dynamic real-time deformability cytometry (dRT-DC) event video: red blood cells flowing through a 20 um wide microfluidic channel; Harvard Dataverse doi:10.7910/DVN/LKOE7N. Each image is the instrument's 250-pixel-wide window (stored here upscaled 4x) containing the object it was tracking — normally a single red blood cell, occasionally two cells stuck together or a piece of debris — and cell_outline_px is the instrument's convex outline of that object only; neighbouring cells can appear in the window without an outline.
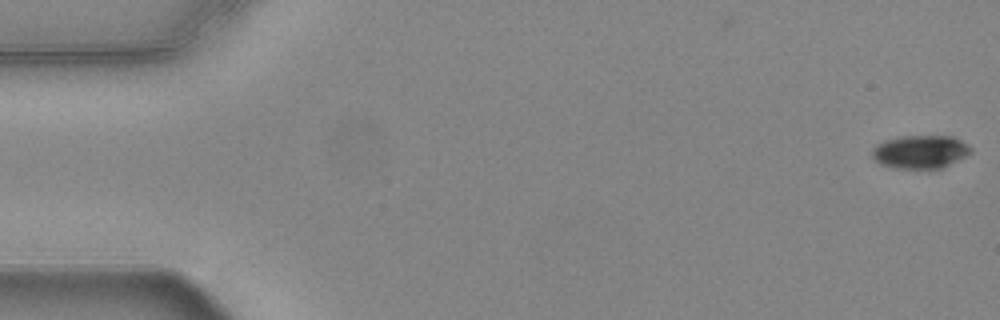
{"species": "common noctule bat (a hibernating species)", "species_latin": "Nyctalus noctula", "temperature_condition": "warm", "stored_images_in_passage": 55, "camera_frame_rate_fps": 3000, "um_per_image_px": 0.085, "animal": {"sex": "female", "body_mass_g": 24.6, "forearm_length_mm": 56.2}, "frame": {"image": 1, "passage_image": 1, "time_ms": 0.0, "image_size_px": [1000, 320], "cell_outline_px": [[972, 152], [944, 168], [896, 168], [880, 164], [872, 156], [872, 148], [876, 144], [884, 140], [900, 136], [952, 136], [968, 144], [972, 148]], "centroid_in_image_um": [78.23, 12.89], "position_along_channel_um": 6.8, "area_um2": 19.19}}
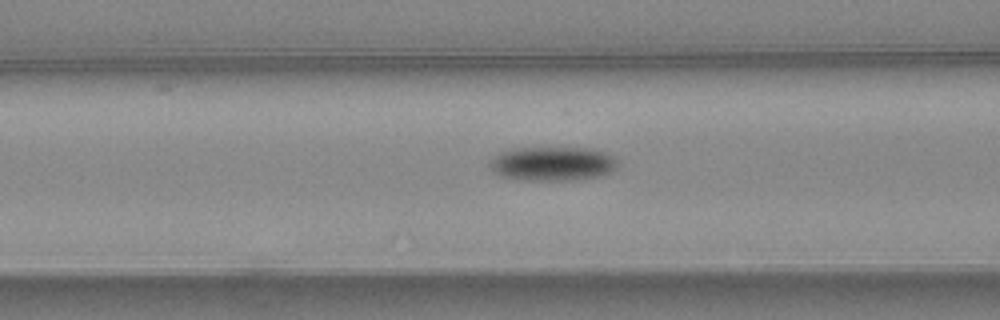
{"frame": {"image": 2, "passage_image": 22, "time_ms": 7.0, "image_size_px": [1000, 320], "cell_outline_px": [[620, 164], [612, 172], [596, 176], [576, 180], [520, 180], [500, 176], [488, 164], [500, 152], [516, 148], [592, 148], [616, 156]], "centroid_in_image_um": [47.03, 13.91], "position_along_channel_um": 119.6, "area_um2": 25.55}}
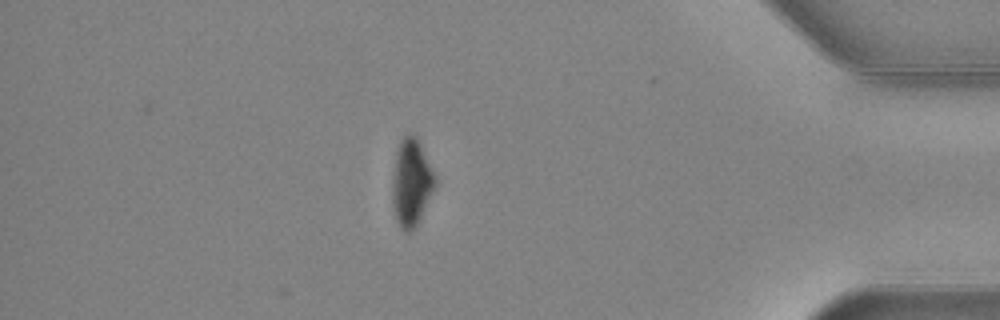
{"frame": {"image": 3, "passage_image": 48, "time_ms": 15.667, "image_size_px": [1000, 320], "cell_outline_px": [[436, 184], [416, 224], [408, 232], [404, 232], [400, 228], [396, 220], [392, 200], [392, 180], [396, 152], [400, 140], [408, 132], [416, 136], [436, 176]], "centroid_in_image_um": [34.94, 15.48], "position_along_channel_um": 400.3, "area_um2": 21.39}, "authors_computed_cell_mechanics": {"area_um2": 22.6576, "velocity_mm_per_s": 3.7222, "shape_relaxation_time_tau1_ms": 2.5789, "shape_relaxation_time_tau2_ms": null, "deformation_change_tau1": 0.0987, "deformation_change_tau2": null}}